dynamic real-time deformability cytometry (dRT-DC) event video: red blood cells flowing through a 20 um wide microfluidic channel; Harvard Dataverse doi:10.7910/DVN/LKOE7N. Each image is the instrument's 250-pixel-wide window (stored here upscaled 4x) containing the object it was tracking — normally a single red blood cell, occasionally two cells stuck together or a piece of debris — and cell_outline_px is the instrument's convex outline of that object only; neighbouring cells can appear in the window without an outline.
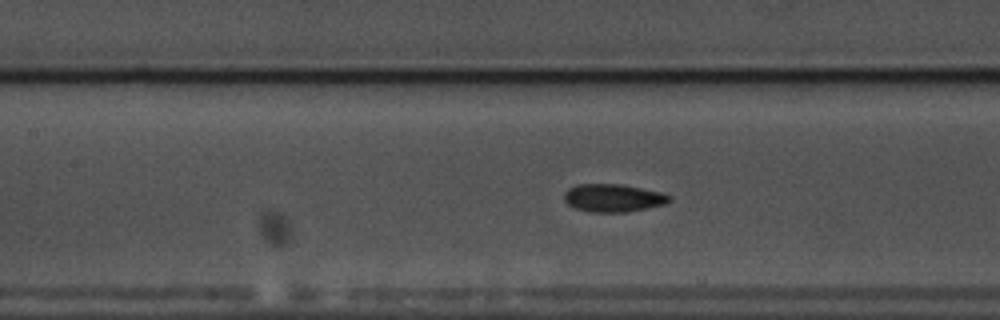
{"species": "common noctule bat (a hibernating species)", "species_latin": "Nyctalus noctula", "temperature_condition": "warm", "stored_images_in_passage": 58, "camera_frame_rate_fps": 3000, "um_per_image_px": 0.085, "animal": {"sex": "male", "body_mass_g": 17.5, "forearm_length_mm": 52.3}, "frame": {"image": 1, "passage_image": 27, "time_ms": 8.667, "image_size_px": [1000, 320], "cell_outline_px": [[672, 200], [664, 204], [628, 212], [592, 212], [576, 208], [568, 204], [564, 200], [564, 192], [568, 188], [576, 184], [620, 184], [664, 192], [672, 196]], "centroid_in_image_um": [52.14, 16.81], "position_along_channel_um": 155.3, "area_um2": 17.22}}
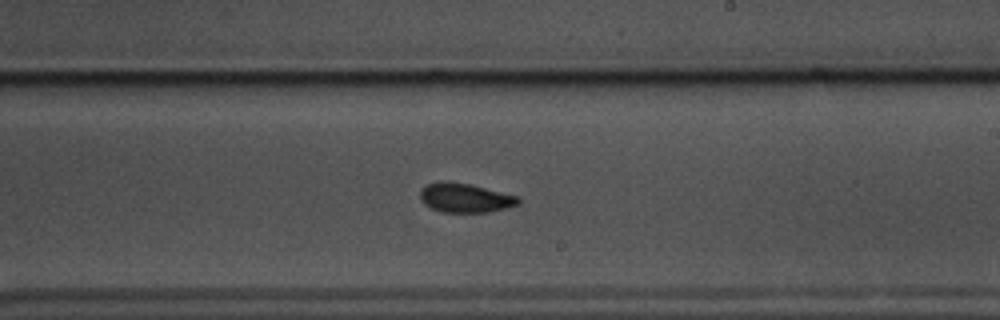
{"frame": {"image": 2, "passage_image": 35, "time_ms": 11.333, "image_size_px": [1000, 320], "cell_outline_px": [[520, 204], [488, 212], [444, 212], [432, 208], [424, 204], [420, 200], [420, 188], [424, 184], [440, 180], [448, 180], [472, 184], [520, 196]], "centroid_in_image_um": [39.51, 16.78], "position_along_channel_um": 249.5, "area_um2": 17.17}}
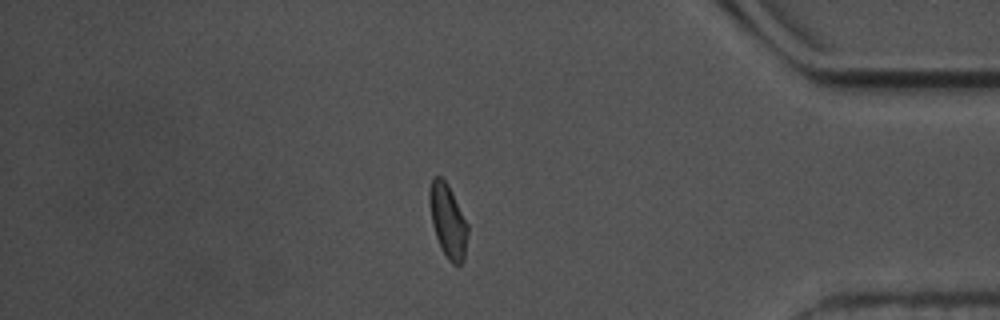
{"frame": {"image": 3, "passage_image": 50, "time_ms": 16.333, "image_size_px": [1000, 320], "cell_outline_px": [[468, 232], [464, 260], [460, 264], [452, 264], [448, 260], [436, 236], [432, 224], [428, 200], [428, 188], [432, 176], [440, 176], [448, 184], [468, 224]], "centroid_in_image_um": [38.05, 18.73], "position_along_channel_um": 397.1, "area_um2": 16.47}, "authors_computed_cell_mechanics": {"area_um2": 16.5597, "velocity_mm_per_s": 3.551, "shape_relaxation_time_tau1_ms": 8.1859, "shape_relaxation_time_tau2_ms": 2.0613, "deformation_change_tau1": 0.113, "deformation_change_tau2": 0.0594}}